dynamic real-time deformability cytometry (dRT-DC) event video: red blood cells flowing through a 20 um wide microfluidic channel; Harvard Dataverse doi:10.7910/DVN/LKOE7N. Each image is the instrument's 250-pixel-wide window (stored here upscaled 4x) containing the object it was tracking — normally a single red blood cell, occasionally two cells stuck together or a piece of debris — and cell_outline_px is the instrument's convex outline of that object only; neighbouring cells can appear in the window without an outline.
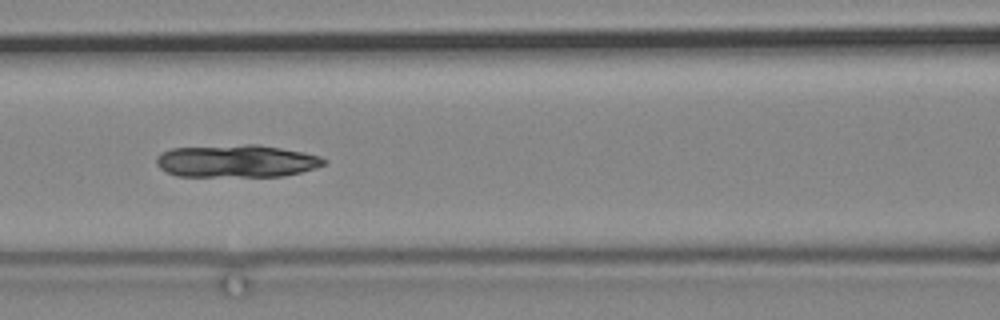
{"species": "common noctule bat (a hibernating species)", "species_latin": "Nyctalus noctula", "temperature_condition": "cold", "stored_images_in_passage": 6, "camera_frame_rate_fps": 3000, "um_per_image_px": 0.085, "animal": {"sex": "male", "body_mass_g": 19.2, "forearm_length_mm": 51.8}, "frame": {"image": 1, "passage_image": 5, "time_ms": 5.667, "image_size_px": [1000, 320], "cell_outline_px": [[328, 160], [324, 164], [316, 168], [284, 176], [176, 176], [160, 168], [156, 164], [156, 156], [160, 152], [172, 148], [244, 144], [260, 144], [304, 152], [320, 156]], "centroid_in_image_um": [20.11, 13.68], "position_along_channel_um": 146.5, "area_um2": 32.02}}
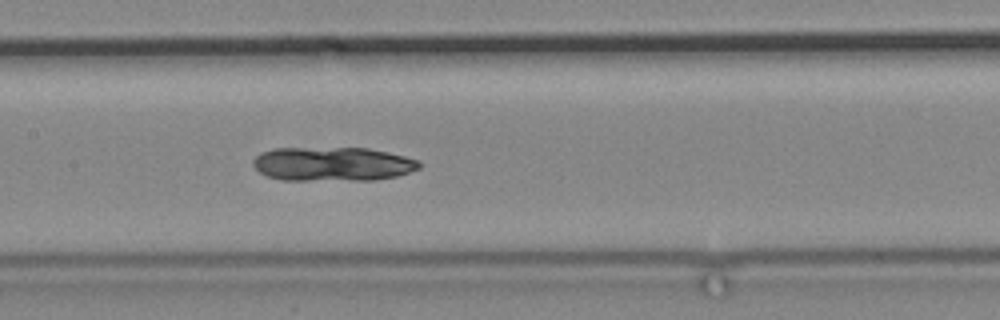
{"frame": {"image": 2, "passage_image": 6, "time_ms": 6.667, "image_size_px": [1000, 320], "cell_outline_px": [[420, 168], [396, 176], [372, 180], [280, 180], [268, 176], [260, 172], [252, 164], [252, 160], [260, 152], [272, 148], [368, 148], [404, 156], [420, 160]], "centroid_in_image_um": [28.24, 13.94], "position_along_channel_um": 179.2, "area_um2": 33.06}}